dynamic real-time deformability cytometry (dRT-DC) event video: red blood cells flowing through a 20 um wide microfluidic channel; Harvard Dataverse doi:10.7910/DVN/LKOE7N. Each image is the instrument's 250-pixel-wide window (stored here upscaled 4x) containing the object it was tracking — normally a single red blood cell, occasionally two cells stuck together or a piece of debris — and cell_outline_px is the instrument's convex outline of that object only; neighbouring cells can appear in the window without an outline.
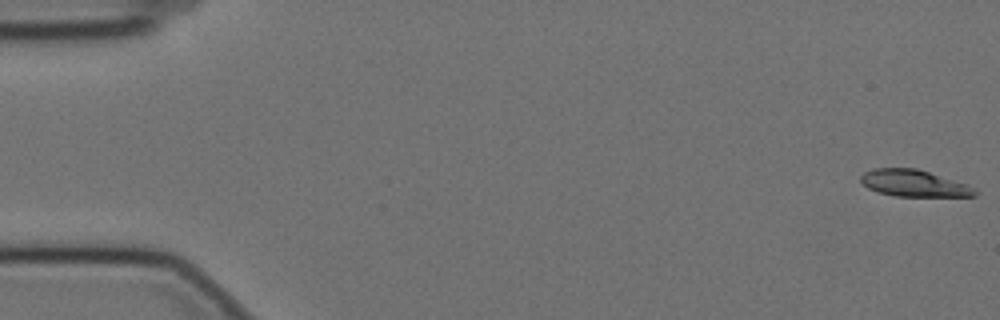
{"species": "Egyptian fruit bat (a non-hibernating species)", "species_latin": "Rousettus aegyptiacus", "temperature_condition": "cold", "stored_images_in_passage": 58, "camera_frame_rate_fps": 3000, "um_per_image_px": 0.085, "animal": {"sex": "female"}, "frame": {"image": 1, "passage_image": 1, "time_ms": 0.0, "image_size_px": [1000, 320], "cell_outline_px": [[976, 196], [896, 196], [876, 192], [868, 188], [860, 180], [860, 176], [864, 172], [872, 168], [916, 168], [968, 184], [976, 192]], "centroid_in_image_um": [77.64, 15.57], "position_along_channel_um": 7.4, "area_um2": 17.69}}
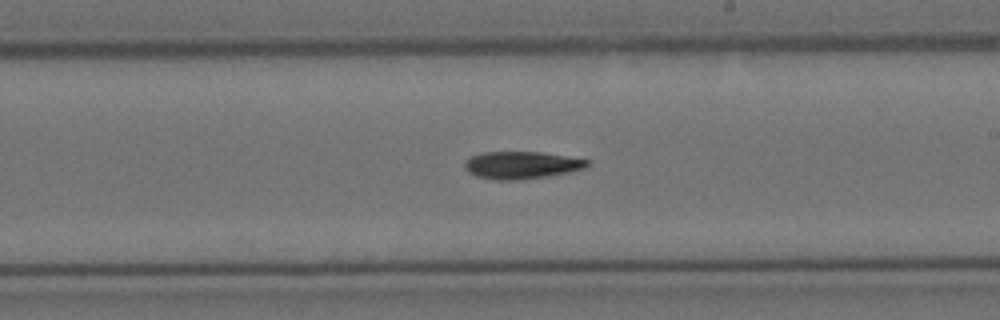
{"frame": {"image": 2, "passage_image": 34, "time_ms": 11.0, "image_size_px": [1000, 320], "cell_outline_px": [[592, 164], [584, 168], [568, 172], [548, 176], [516, 180], [496, 180], [476, 176], [468, 172], [464, 168], [464, 164], [472, 156], [480, 152], [540, 152], [592, 160]], "centroid_in_image_um": [44.35, 14.03], "position_along_channel_um": 244.6, "area_um2": 19.59}}
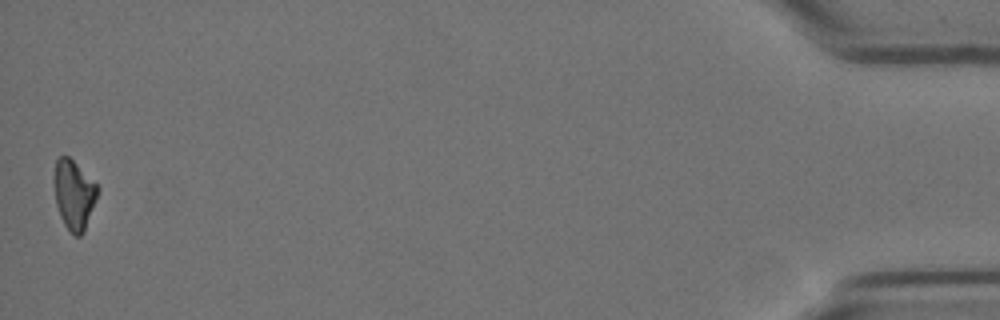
{"frame": {"image": 3, "passage_image": 58, "time_ms": 19.0, "image_size_px": [1000, 320], "cell_outline_px": [[100, 188], [96, 200], [84, 232], [80, 236], [72, 236], [64, 224], [60, 216], [56, 204], [56, 160], [60, 156], [68, 156]], "centroid_in_image_um": [6.32, 16.61], "position_along_channel_um": 428.9, "area_um2": 17.11}, "authors_computed_cell_mechanics": {"area_um2": 18.9873, "velocity_mm_per_s": 3.4808, "shape_relaxation_time_tau1_ms": 10.7817, "shape_relaxation_time_tau2_ms": null, "deformation_change_tau1": 0.2137, "deformation_change_tau2": null}}